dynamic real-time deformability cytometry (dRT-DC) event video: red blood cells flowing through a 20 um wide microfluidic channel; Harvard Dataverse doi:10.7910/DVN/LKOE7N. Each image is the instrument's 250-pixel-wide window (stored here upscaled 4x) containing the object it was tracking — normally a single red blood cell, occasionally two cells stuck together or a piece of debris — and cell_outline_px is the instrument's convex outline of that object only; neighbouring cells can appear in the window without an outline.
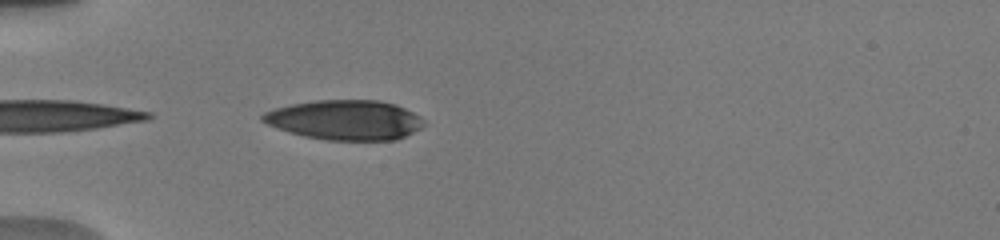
{"species": "human", "species_latin": "Homo sapiens", "temperature_condition": "warm", "stored_images_in_passage": 3, "camera_frame_rate_fps": 3000, "um_per_image_px": 0.085, "donor": {"sex": "male"}, "frame": {"image": 1, "passage_image": 1, "time_ms": 0.0, "image_size_px": [1000, 240], "cell_outline_px": [[424, 124], [420, 128], [396, 140], [328, 140], [304, 136], [276, 128], [260, 120], [260, 116], [264, 112], [276, 108], [292, 104], [316, 100], [380, 100], [396, 104], [420, 116], [424, 120]], "centroid_in_image_um": [29.32, 10.19], "position_along_channel_um": 55.7, "area_um2": 37.34}}
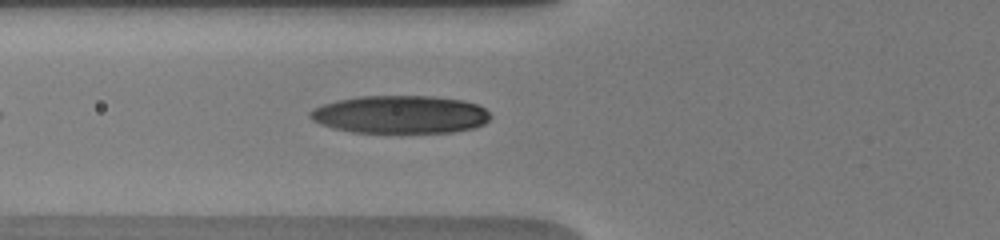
{"frame": {"image": 2, "passage_image": 3, "time_ms": 1.333, "image_size_px": [1000, 240], "cell_outline_px": [[492, 116], [484, 124], [472, 128], [452, 132], [400, 136], [352, 132], [332, 128], [320, 124], [312, 120], [308, 116], [308, 112], [312, 108], [336, 100], [360, 96], [432, 96], [464, 100], [476, 104], [484, 108]], "centroid_in_image_um": [33.99, 9.78], "position_along_channel_um": 91.8, "area_um2": 41.38}}